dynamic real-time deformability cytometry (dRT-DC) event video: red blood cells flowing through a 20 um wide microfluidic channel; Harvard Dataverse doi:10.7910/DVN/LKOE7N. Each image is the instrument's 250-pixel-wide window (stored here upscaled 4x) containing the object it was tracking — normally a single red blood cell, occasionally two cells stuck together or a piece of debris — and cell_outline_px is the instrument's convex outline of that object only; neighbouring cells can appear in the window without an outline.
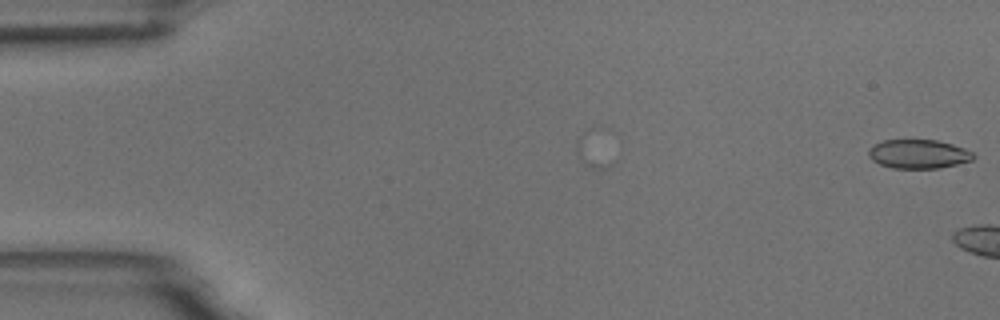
{"species": "common noctule bat (a hibernating species)", "species_latin": "Nyctalus noctula", "temperature_condition": "room temperature", "stored_images_in_passage": 6, "camera_frame_rate_fps": 3000, "um_per_image_px": 0.085, "animal": {"sex": "male", "body_mass_g": 18.8}, "frame": {"image": 1, "passage_image": 6, "time_ms": 1.667, "image_size_px": [1000, 320], "cell_outline_px": [[976, 156], [972, 160], [940, 168], [892, 168], [880, 164], [872, 160], [868, 156], [868, 148], [884, 140], [936, 140], [952, 144], [964, 148], [972, 152]], "centroid_in_image_um": [78.06, 13.09], "position_along_channel_um": 6.9, "area_um2": 17.63}}